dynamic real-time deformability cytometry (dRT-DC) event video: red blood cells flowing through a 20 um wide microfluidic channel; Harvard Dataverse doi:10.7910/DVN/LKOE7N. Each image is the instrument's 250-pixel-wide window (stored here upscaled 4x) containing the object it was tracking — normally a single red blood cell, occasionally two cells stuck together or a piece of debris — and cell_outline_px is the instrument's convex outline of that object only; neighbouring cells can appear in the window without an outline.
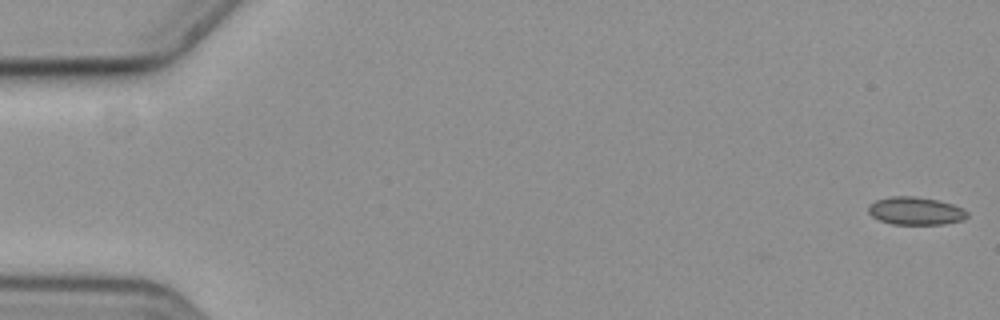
{"species": "common noctule bat (a hibernating species)", "species_latin": "Nyctalus noctula", "temperature_condition": "cold", "stored_images_in_passage": 12, "camera_frame_rate_fps": 3000, "um_per_image_px": 0.085, "animal": {"sex": "female", "body_mass_g": 19.3, "forearm_length_mm": 54.1}, "frame": {"image": 1, "passage_image": 1, "time_ms": 0.0, "image_size_px": [1000, 320], "cell_outline_px": [[968, 216], [964, 220], [944, 224], [892, 224], [880, 220], [872, 216], [868, 212], [868, 208], [876, 200], [892, 196], [912, 196], [936, 200], [952, 204], [968, 212]], "centroid_in_image_um": [77.83, 17.94], "position_along_channel_um": 7.2, "area_um2": 15.84}}